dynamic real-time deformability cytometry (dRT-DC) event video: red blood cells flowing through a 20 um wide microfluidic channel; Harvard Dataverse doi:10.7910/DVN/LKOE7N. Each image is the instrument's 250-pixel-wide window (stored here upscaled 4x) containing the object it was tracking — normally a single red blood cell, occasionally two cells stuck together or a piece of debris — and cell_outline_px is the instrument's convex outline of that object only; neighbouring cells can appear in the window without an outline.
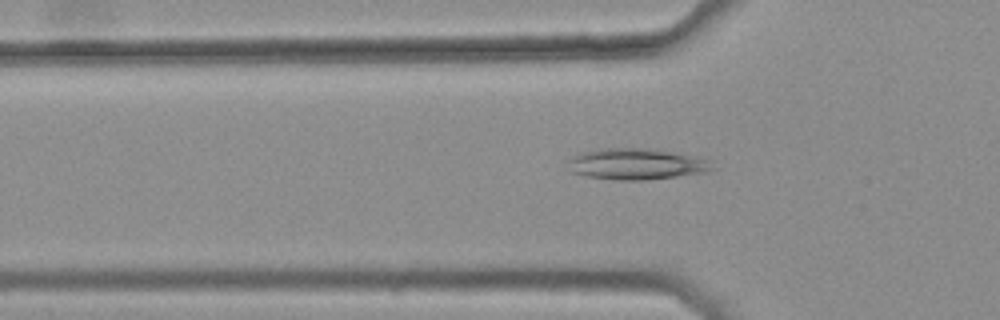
{"species": "common noctule bat (a hibernating species)", "species_latin": "Nyctalus noctula", "temperature_condition": "warm", "stored_images_in_passage": 47, "camera_frame_rate_fps": 3000, "um_per_image_px": 0.085, "animal": {"sex": "female", "body_mass_g": 25.1}, "frame": {"image": 1, "passage_image": 17, "time_ms": 5.333, "image_size_px": [1000, 320], "cell_outline_px": [[716, 168], [708, 172], [644, 180], [616, 180], [588, 176], [568, 172], [568, 160], [572, 156], [580, 152], [604, 148], [644, 148], [668, 152], [708, 160]], "centroid_in_image_um": [54.01, 13.95], "position_along_channel_um": 71.8, "area_um2": 25.95}}
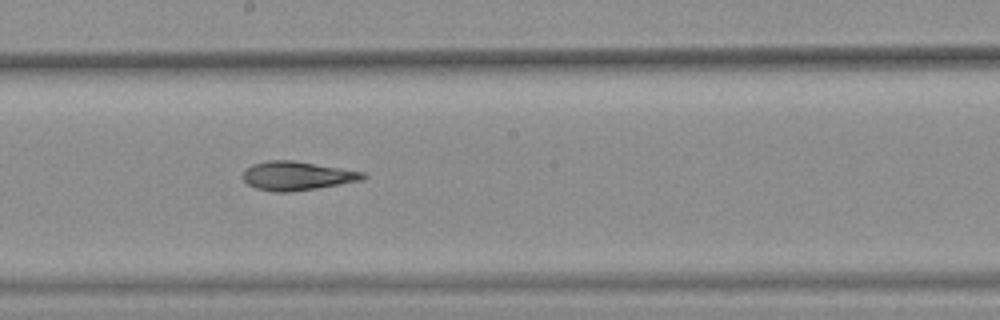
{"frame": {"image": 2, "passage_image": 29, "time_ms": 9.333, "image_size_px": [1000, 320], "cell_outline_px": [[368, 176], [364, 180], [292, 192], [272, 192], [256, 188], [248, 184], [240, 176], [252, 164], [268, 160], [292, 160], [364, 172]], "centroid_in_image_um": [25.24, 14.95], "position_along_channel_um": 223.0, "area_um2": 20.17}}
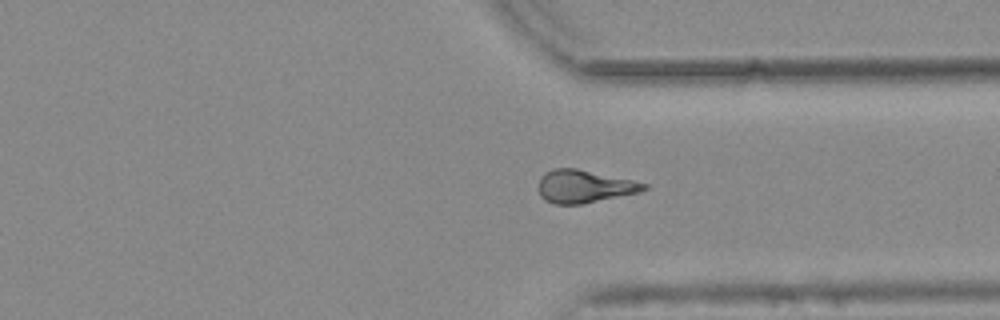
{"frame": {"image": 3, "passage_image": 40, "time_ms": 13.0, "image_size_px": [1000, 320], "cell_outline_px": [[648, 188], [640, 192], [580, 204], [556, 204], [544, 200], [540, 196], [540, 176], [544, 172], [556, 168], [576, 168], [632, 180], [648, 184]], "centroid_in_image_um": [49.65, 15.84], "position_along_channel_um": 361.7, "area_um2": 19.94}, "authors_computed_cell_mechanics": {"area_um2": 20.3456, "velocity_mm_per_s": 3.7724, "shape_relaxation_time_tau1_ms": null, "shape_relaxation_time_tau2_ms": 3.4811, "deformation_change_tau1": null, "deformation_change_tau2": 0.0953}}